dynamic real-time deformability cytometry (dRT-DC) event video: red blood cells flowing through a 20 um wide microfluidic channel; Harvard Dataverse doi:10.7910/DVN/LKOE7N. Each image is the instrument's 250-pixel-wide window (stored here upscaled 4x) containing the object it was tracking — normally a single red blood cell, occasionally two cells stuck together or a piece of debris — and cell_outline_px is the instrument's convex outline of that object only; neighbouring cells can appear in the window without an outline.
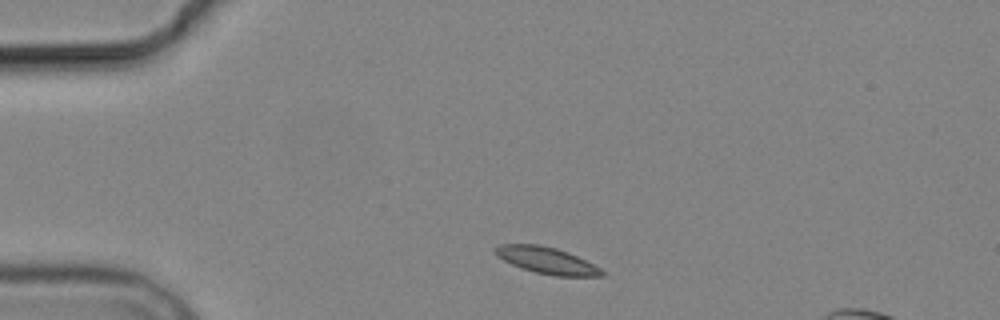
{"species": "common noctule bat (a hibernating species)", "species_latin": "Nyctalus noctula", "temperature_condition": "cold", "stored_images_in_passage": 2, "camera_frame_rate_fps": 3000, "um_per_image_px": 0.085, "animal": {"sex": "male", "body_mass_g": 19.2, "forearm_length_mm": 51.8}, "frame": {"image": 1, "passage_image": 1, "time_ms": 0.0, "image_size_px": [1000, 320], "cell_outline_px": [[604, 276], [556, 276], [536, 272], [512, 264], [496, 256], [496, 248], [500, 244], [540, 244], [556, 248], [568, 252], [600, 268], [604, 272]], "centroid_in_image_um": [46.48, 22.13], "position_along_channel_um": 38.5, "area_um2": 16.18}}